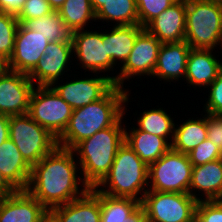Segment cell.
<instances>
[{
	"mask_svg": "<svg viewBox=\"0 0 222 222\" xmlns=\"http://www.w3.org/2000/svg\"><path fill=\"white\" fill-rule=\"evenodd\" d=\"M126 127L128 126H125V143L148 166L171 148V145L163 137L138 130L136 126H131L128 129Z\"/></svg>",
	"mask_w": 222,
	"mask_h": 222,
	"instance_id": "cell-24",
	"label": "cell"
},
{
	"mask_svg": "<svg viewBox=\"0 0 222 222\" xmlns=\"http://www.w3.org/2000/svg\"><path fill=\"white\" fill-rule=\"evenodd\" d=\"M19 24L16 15L0 12V54L8 60L14 51L15 35Z\"/></svg>",
	"mask_w": 222,
	"mask_h": 222,
	"instance_id": "cell-31",
	"label": "cell"
},
{
	"mask_svg": "<svg viewBox=\"0 0 222 222\" xmlns=\"http://www.w3.org/2000/svg\"><path fill=\"white\" fill-rule=\"evenodd\" d=\"M136 127L138 130L163 137L170 145L174 139L175 122L162 107L139 112Z\"/></svg>",
	"mask_w": 222,
	"mask_h": 222,
	"instance_id": "cell-27",
	"label": "cell"
},
{
	"mask_svg": "<svg viewBox=\"0 0 222 222\" xmlns=\"http://www.w3.org/2000/svg\"><path fill=\"white\" fill-rule=\"evenodd\" d=\"M108 0H91L92 7L95 13L103 6Z\"/></svg>",
	"mask_w": 222,
	"mask_h": 222,
	"instance_id": "cell-44",
	"label": "cell"
},
{
	"mask_svg": "<svg viewBox=\"0 0 222 222\" xmlns=\"http://www.w3.org/2000/svg\"><path fill=\"white\" fill-rule=\"evenodd\" d=\"M72 111L51 86H35L33 89L28 114L56 139L66 129Z\"/></svg>",
	"mask_w": 222,
	"mask_h": 222,
	"instance_id": "cell-9",
	"label": "cell"
},
{
	"mask_svg": "<svg viewBox=\"0 0 222 222\" xmlns=\"http://www.w3.org/2000/svg\"><path fill=\"white\" fill-rule=\"evenodd\" d=\"M191 47L183 40L181 42L162 43L157 64L152 78L164 82H177L185 79L186 64ZM180 79V80H179Z\"/></svg>",
	"mask_w": 222,
	"mask_h": 222,
	"instance_id": "cell-16",
	"label": "cell"
},
{
	"mask_svg": "<svg viewBox=\"0 0 222 222\" xmlns=\"http://www.w3.org/2000/svg\"><path fill=\"white\" fill-rule=\"evenodd\" d=\"M184 40L193 49L215 51L217 46L222 47V5L208 0H186Z\"/></svg>",
	"mask_w": 222,
	"mask_h": 222,
	"instance_id": "cell-5",
	"label": "cell"
},
{
	"mask_svg": "<svg viewBox=\"0 0 222 222\" xmlns=\"http://www.w3.org/2000/svg\"><path fill=\"white\" fill-rule=\"evenodd\" d=\"M130 94L129 89L115 85L102 99L74 109L66 129L57 139V145L72 150L79 142L111 127L127 113Z\"/></svg>",
	"mask_w": 222,
	"mask_h": 222,
	"instance_id": "cell-2",
	"label": "cell"
},
{
	"mask_svg": "<svg viewBox=\"0 0 222 222\" xmlns=\"http://www.w3.org/2000/svg\"><path fill=\"white\" fill-rule=\"evenodd\" d=\"M99 20L112 26L139 25L136 0H108L96 12V22Z\"/></svg>",
	"mask_w": 222,
	"mask_h": 222,
	"instance_id": "cell-28",
	"label": "cell"
},
{
	"mask_svg": "<svg viewBox=\"0 0 222 222\" xmlns=\"http://www.w3.org/2000/svg\"><path fill=\"white\" fill-rule=\"evenodd\" d=\"M192 169L188 154L170 148L149 165L148 191L189 193Z\"/></svg>",
	"mask_w": 222,
	"mask_h": 222,
	"instance_id": "cell-7",
	"label": "cell"
},
{
	"mask_svg": "<svg viewBox=\"0 0 222 222\" xmlns=\"http://www.w3.org/2000/svg\"><path fill=\"white\" fill-rule=\"evenodd\" d=\"M123 222H147L145 209L140 205L127 219Z\"/></svg>",
	"mask_w": 222,
	"mask_h": 222,
	"instance_id": "cell-41",
	"label": "cell"
},
{
	"mask_svg": "<svg viewBox=\"0 0 222 222\" xmlns=\"http://www.w3.org/2000/svg\"><path fill=\"white\" fill-rule=\"evenodd\" d=\"M47 0H26L23 8L16 16L19 23H24L27 20L39 18L53 12Z\"/></svg>",
	"mask_w": 222,
	"mask_h": 222,
	"instance_id": "cell-36",
	"label": "cell"
},
{
	"mask_svg": "<svg viewBox=\"0 0 222 222\" xmlns=\"http://www.w3.org/2000/svg\"><path fill=\"white\" fill-rule=\"evenodd\" d=\"M0 171L17 190L27 189L31 167L10 138L0 146Z\"/></svg>",
	"mask_w": 222,
	"mask_h": 222,
	"instance_id": "cell-23",
	"label": "cell"
},
{
	"mask_svg": "<svg viewBox=\"0 0 222 222\" xmlns=\"http://www.w3.org/2000/svg\"><path fill=\"white\" fill-rule=\"evenodd\" d=\"M92 75L94 77L91 78L90 75L89 78L74 77V80L61 85L59 81H55L51 87L74 110L102 99L115 86L114 81L105 74Z\"/></svg>",
	"mask_w": 222,
	"mask_h": 222,
	"instance_id": "cell-12",
	"label": "cell"
},
{
	"mask_svg": "<svg viewBox=\"0 0 222 222\" xmlns=\"http://www.w3.org/2000/svg\"><path fill=\"white\" fill-rule=\"evenodd\" d=\"M39 222H58L56 217L48 210Z\"/></svg>",
	"mask_w": 222,
	"mask_h": 222,
	"instance_id": "cell-43",
	"label": "cell"
},
{
	"mask_svg": "<svg viewBox=\"0 0 222 222\" xmlns=\"http://www.w3.org/2000/svg\"><path fill=\"white\" fill-rule=\"evenodd\" d=\"M72 58V43L49 42L45 53L28 77L36 86H51L55 81L61 80L65 72L72 71L69 66L74 65Z\"/></svg>",
	"mask_w": 222,
	"mask_h": 222,
	"instance_id": "cell-13",
	"label": "cell"
},
{
	"mask_svg": "<svg viewBox=\"0 0 222 222\" xmlns=\"http://www.w3.org/2000/svg\"><path fill=\"white\" fill-rule=\"evenodd\" d=\"M186 0H178L153 19L145 29L161 43L185 39Z\"/></svg>",
	"mask_w": 222,
	"mask_h": 222,
	"instance_id": "cell-18",
	"label": "cell"
},
{
	"mask_svg": "<svg viewBox=\"0 0 222 222\" xmlns=\"http://www.w3.org/2000/svg\"><path fill=\"white\" fill-rule=\"evenodd\" d=\"M214 54L211 49L191 48L184 79L188 87L192 86L195 90L197 87L206 88L215 81L222 68V61Z\"/></svg>",
	"mask_w": 222,
	"mask_h": 222,
	"instance_id": "cell-20",
	"label": "cell"
},
{
	"mask_svg": "<svg viewBox=\"0 0 222 222\" xmlns=\"http://www.w3.org/2000/svg\"><path fill=\"white\" fill-rule=\"evenodd\" d=\"M9 138V116L0 114V146Z\"/></svg>",
	"mask_w": 222,
	"mask_h": 222,
	"instance_id": "cell-39",
	"label": "cell"
},
{
	"mask_svg": "<svg viewBox=\"0 0 222 222\" xmlns=\"http://www.w3.org/2000/svg\"><path fill=\"white\" fill-rule=\"evenodd\" d=\"M49 211L58 222H101L100 192L90 188L81 197Z\"/></svg>",
	"mask_w": 222,
	"mask_h": 222,
	"instance_id": "cell-21",
	"label": "cell"
},
{
	"mask_svg": "<svg viewBox=\"0 0 222 222\" xmlns=\"http://www.w3.org/2000/svg\"><path fill=\"white\" fill-rule=\"evenodd\" d=\"M197 203L189 193L147 191L141 205L147 222H195Z\"/></svg>",
	"mask_w": 222,
	"mask_h": 222,
	"instance_id": "cell-8",
	"label": "cell"
},
{
	"mask_svg": "<svg viewBox=\"0 0 222 222\" xmlns=\"http://www.w3.org/2000/svg\"><path fill=\"white\" fill-rule=\"evenodd\" d=\"M9 70V60L0 54V75L5 74Z\"/></svg>",
	"mask_w": 222,
	"mask_h": 222,
	"instance_id": "cell-42",
	"label": "cell"
},
{
	"mask_svg": "<svg viewBox=\"0 0 222 222\" xmlns=\"http://www.w3.org/2000/svg\"><path fill=\"white\" fill-rule=\"evenodd\" d=\"M75 158L73 150L57 145L31 168L26 190L47 210L67 204L90 189L77 175L81 170Z\"/></svg>",
	"mask_w": 222,
	"mask_h": 222,
	"instance_id": "cell-1",
	"label": "cell"
},
{
	"mask_svg": "<svg viewBox=\"0 0 222 222\" xmlns=\"http://www.w3.org/2000/svg\"><path fill=\"white\" fill-rule=\"evenodd\" d=\"M222 5V0H208Z\"/></svg>",
	"mask_w": 222,
	"mask_h": 222,
	"instance_id": "cell-46",
	"label": "cell"
},
{
	"mask_svg": "<svg viewBox=\"0 0 222 222\" xmlns=\"http://www.w3.org/2000/svg\"><path fill=\"white\" fill-rule=\"evenodd\" d=\"M208 140L222 151V115L206 114Z\"/></svg>",
	"mask_w": 222,
	"mask_h": 222,
	"instance_id": "cell-37",
	"label": "cell"
},
{
	"mask_svg": "<svg viewBox=\"0 0 222 222\" xmlns=\"http://www.w3.org/2000/svg\"><path fill=\"white\" fill-rule=\"evenodd\" d=\"M16 191L17 189L4 177L0 171V197L8 196Z\"/></svg>",
	"mask_w": 222,
	"mask_h": 222,
	"instance_id": "cell-40",
	"label": "cell"
},
{
	"mask_svg": "<svg viewBox=\"0 0 222 222\" xmlns=\"http://www.w3.org/2000/svg\"><path fill=\"white\" fill-rule=\"evenodd\" d=\"M49 41L34 30L19 24L14 43V51L9 59L12 71L29 74L45 53Z\"/></svg>",
	"mask_w": 222,
	"mask_h": 222,
	"instance_id": "cell-15",
	"label": "cell"
},
{
	"mask_svg": "<svg viewBox=\"0 0 222 222\" xmlns=\"http://www.w3.org/2000/svg\"><path fill=\"white\" fill-rule=\"evenodd\" d=\"M149 166L124 142L117 150L109 173L95 187L99 192L142 202L148 191Z\"/></svg>",
	"mask_w": 222,
	"mask_h": 222,
	"instance_id": "cell-4",
	"label": "cell"
},
{
	"mask_svg": "<svg viewBox=\"0 0 222 222\" xmlns=\"http://www.w3.org/2000/svg\"><path fill=\"white\" fill-rule=\"evenodd\" d=\"M9 138L31 168L57 146V139L28 113L9 116Z\"/></svg>",
	"mask_w": 222,
	"mask_h": 222,
	"instance_id": "cell-6",
	"label": "cell"
},
{
	"mask_svg": "<svg viewBox=\"0 0 222 222\" xmlns=\"http://www.w3.org/2000/svg\"><path fill=\"white\" fill-rule=\"evenodd\" d=\"M73 56L77 59V65L83 70L91 73H105L115 84V76L110 73L116 66L112 59L106 54L105 43L102 42V30L89 31L88 29L78 30L73 33L72 39ZM108 74V75H107ZM111 75V76H109Z\"/></svg>",
	"mask_w": 222,
	"mask_h": 222,
	"instance_id": "cell-10",
	"label": "cell"
},
{
	"mask_svg": "<svg viewBox=\"0 0 222 222\" xmlns=\"http://www.w3.org/2000/svg\"><path fill=\"white\" fill-rule=\"evenodd\" d=\"M26 0H0V12L18 15Z\"/></svg>",
	"mask_w": 222,
	"mask_h": 222,
	"instance_id": "cell-38",
	"label": "cell"
},
{
	"mask_svg": "<svg viewBox=\"0 0 222 222\" xmlns=\"http://www.w3.org/2000/svg\"><path fill=\"white\" fill-rule=\"evenodd\" d=\"M195 222H222V200L198 201Z\"/></svg>",
	"mask_w": 222,
	"mask_h": 222,
	"instance_id": "cell-35",
	"label": "cell"
},
{
	"mask_svg": "<svg viewBox=\"0 0 222 222\" xmlns=\"http://www.w3.org/2000/svg\"><path fill=\"white\" fill-rule=\"evenodd\" d=\"M47 1L49 2L53 10H58L59 8H61V6L66 0H47Z\"/></svg>",
	"mask_w": 222,
	"mask_h": 222,
	"instance_id": "cell-45",
	"label": "cell"
},
{
	"mask_svg": "<svg viewBox=\"0 0 222 222\" xmlns=\"http://www.w3.org/2000/svg\"><path fill=\"white\" fill-rule=\"evenodd\" d=\"M141 202L128 197H114L100 192L101 222H123Z\"/></svg>",
	"mask_w": 222,
	"mask_h": 222,
	"instance_id": "cell-30",
	"label": "cell"
},
{
	"mask_svg": "<svg viewBox=\"0 0 222 222\" xmlns=\"http://www.w3.org/2000/svg\"><path fill=\"white\" fill-rule=\"evenodd\" d=\"M47 211L27 190L0 197V222H39Z\"/></svg>",
	"mask_w": 222,
	"mask_h": 222,
	"instance_id": "cell-17",
	"label": "cell"
},
{
	"mask_svg": "<svg viewBox=\"0 0 222 222\" xmlns=\"http://www.w3.org/2000/svg\"><path fill=\"white\" fill-rule=\"evenodd\" d=\"M189 194L197 201L222 200V158L193 166Z\"/></svg>",
	"mask_w": 222,
	"mask_h": 222,
	"instance_id": "cell-19",
	"label": "cell"
},
{
	"mask_svg": "<svg viewBox=\"0 0 222 222\" xmlns=\"http://www.w3.org/2000/svg\"><path fill=\"white\" fill-rule=\"evenodd\" d=\"M125 115L128 114L124 113L111 127L96 132L72 149L81 167L78 175H82L89 188L96 187L109 173L118 148L125 142Z\"/></svg>",
	"mask_w": 222,
	"mask_h": 222,
	"instance_id": "cell-3",
	"label": "cell"
},
{
	"mask_svg": "<svg viewBox=\"0 0 222 222\" xmlns=\"http://www.w3.org/2000/svg\"><path fill=\"white\" fill-rule=\"evenodd\" d=\"M188 156L192 165L198 166L222 158V151L206 139L195 147Z\"/></svg>",
	"mask_w": 222,
	"mask_h": 222,
	"instance_id": "cell-33",
	"label": "cell"
},
{
	"mask_svg": "<svg viewBox=\"0 0 222 222\" xmlns=\"http://www.w3.org/2000/svg\"><path fill=\"white\" fill-rule=\"evenodd\" d=\"M162 43L144 29L136 38L133 49L125 63L116 72L115 85L124 88L125 81L138 76L152 77Z\"/></svg>",
	"mask_w": 222,
	"mask_h": 222,
	"instance_id": "cell-11",
	"label": "cell"
},
{
	"mask_svg": "<svg viewBox=\"0 0 222 222\" xmlns=\"http://www.w3.org/2000/svg\"><path fill=\"white\" fill-rule=\"evenodd\" d=\"M35 86L25 73L9 70L0 75V114L12 116L28 113Z\"/></svg>",
	"mask_w": 222,
	"mask_h": 222,
	"instance_id": "cell-14",
	"label": "cell"
},
{
	"mask_svg": "<svg viewBox=\"0 0 222 222\" xmlns=\"http://www.w3.org/2000/svg\"><path fill=\"white\" fill-rule=\"evenodd\" d=\"M209 86L203 112L210 115H222V68L215 81Z\"/></svg>",
	"mask_w": 222,
	"mask_h": 222,
	"instance_id": "cell-34",
	"label": "cell"
},
{
	"mask_svg": "<svg viewBox=\"0 0 222 222\" xmlns=\"http://www.w3.org/2000/svg\"><path fill=\"white\" fill-rule=\"evenodd\" d=\"M57 11L66 25L74 32L87 29L88 23L96 21V13L91 0H66ZM91 20L92 22H90Z\"/></svg>",
	"mask_w": 222,
	"mask_h": 222,
	"instance_id": "cell-29",
	"label": "cell"
},
{
	"mask_svg": "<svg viewBox=\"0 0 222 222\" xmlns=\"http://www.w3.org/2000/svg\"><path fill=\"white\" fill-rule=\"evenodd\" d=\"M178 0H136L139 25L145 28L153 19Z\"/></svg>",
	"mask_w": 222,
	"mask_h": 222,
	"instance_id": "cell-32",
	"label": "cell"
},
{
	"mask_svg": "<svg viewBox=\"0 0 222 222\" xmlns=\"http://www.w3.org/2000/svg\"><path fill=\"white\" fill-rule=\"evenodd\" d=\"M110 29L102 31V42L105 43L106 54L120 67L130 55L137 36L145 28L140 25H126L113 26Z\"/></svg>",
	"mask_w": 222,
	"mask_h": 222,
	"instance_id": "cell-22",
	"label": "cell"
},
{
	"mask_svg": "<svg viewBox=\"0 0 222 222\" xmlns=\"http://www.w3.org/2000/svg\"><path fill=\"white\" fill-rule=\"evenodd\" d=\"M23 25L38 32L49 42L72 43L74 31L66 25L57 10L39 18L27 20Z\"/></svg>",
	"mask_w": 222,
	"mask_h": 222,
	"instance_id": "cell-26",
	"label": "cell"
},
{
	"mask_svg": "<svg viewBox=\"0 0 222 222\" xmlns=\"http://www.w3.org/2000/svg\"><path fill=\"white\" fill-rule=\"evenodd\" d=\"M202 118H188L178 125L175 123L174 139L171 148L183 154H189L195 147L208 138L206 113Z\"/></svg>",
	"mask_w": 222,
	"mask_h": 222,
	"instance_id": "cell-25",
	"label": "cell"
}]
</instances>
